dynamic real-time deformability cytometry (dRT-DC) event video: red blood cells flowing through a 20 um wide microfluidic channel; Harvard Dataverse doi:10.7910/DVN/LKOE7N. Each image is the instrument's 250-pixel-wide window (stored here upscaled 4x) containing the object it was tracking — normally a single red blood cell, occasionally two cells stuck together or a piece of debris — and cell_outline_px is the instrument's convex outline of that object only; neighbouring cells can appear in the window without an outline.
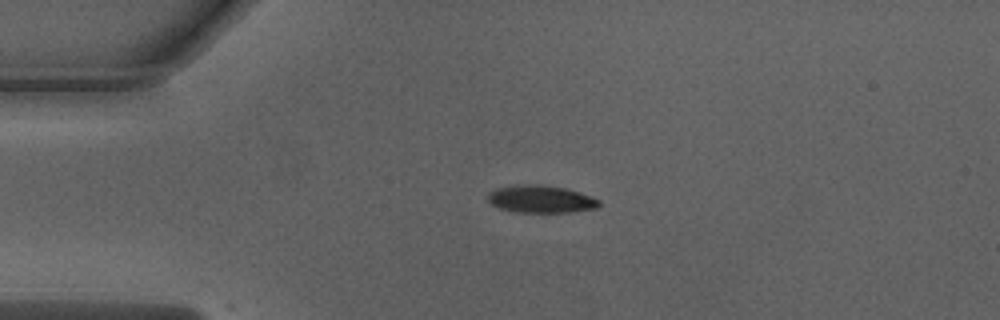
{"species": "Egyptian fruit bat (a non-hibernating species)", "species_latin": "Rousettus aegyptiacus", "temperature_condition": "warm", "stored_images_in_passage": 5, "camera_frame_rate_fps": 3000, "um_per_image_px": 0.085, "animal": {"sex": "male"}, "frame": {"image": 1, "passage_image": 1, "time_ms": 0.0, "image_size_px": [1000, 320], "cell_outline_px": [[600, 204], [596, 208], [572, 212], [512, 212], [500, 208], [492, 204], [488, 200], [488, 192], [496, 188], [516, 184], [540, 184], [568, 188], [580, 192], [600, 200]], "centroid_in_image_um": [45.96, 16.91], "position_along_channel_um": 39.0, "area_um2": 18.03}}